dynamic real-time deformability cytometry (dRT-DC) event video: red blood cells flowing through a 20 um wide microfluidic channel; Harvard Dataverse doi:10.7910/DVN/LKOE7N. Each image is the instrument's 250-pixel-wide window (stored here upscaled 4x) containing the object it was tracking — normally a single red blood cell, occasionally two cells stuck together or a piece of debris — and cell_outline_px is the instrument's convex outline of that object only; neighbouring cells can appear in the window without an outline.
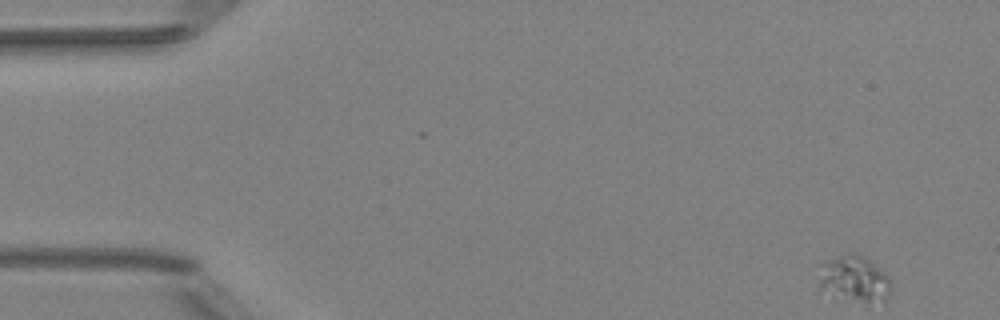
{"species": "Egyptian fruit bat (a non-hibernating species)", "species_latin": "Rousettus aegyptiacus", "temperature_condition": "room temperature", "stored_images_in_passage": 50, "camera_frame_rate_fps": 3000, "um_per_image_px": 0.085, "animal": {"sex": "female"}, "frame": {"image": 1, "passage_image": 1, "time_ms": 0.0, "image_size_px": [1000, 320], "cell_outline_px": [[888, 296], [884, 300], [868, 304], [836, 300], [816, 292], [816, 264], [824, 260], [848, 252], [856, 252], [864, 256], [884, 272], [888, 276]], "centroid_in_image_um": [72.38, 23.74], "position_along_channel_um": 12.6, "area_um2": 21.27}}
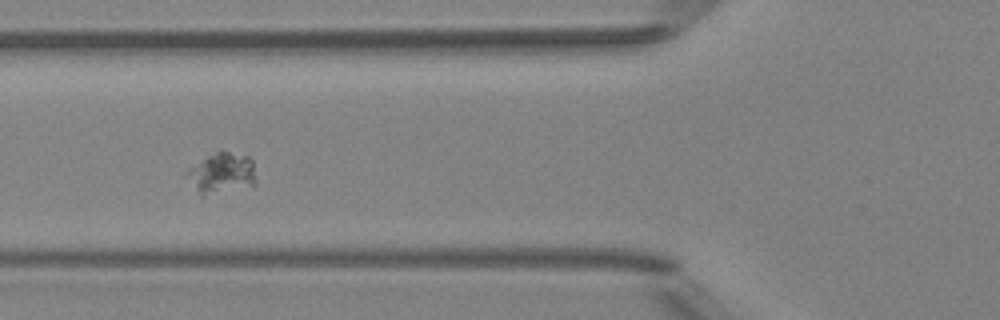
{"frame": {"image": 2, "passage_image": 18, "time_ms": 5.667, "image_size_px": [1000, 320], "cell_outline_px": [[256, 184], [204, 196], [200, 196], [188, 172], [188, 168], [208, 156], [216, 152], [228, 152], [248, 156], [252, 160], [256, 180]], "centroid_in_image_um": [18.9, 14.72], "position_along_channel_um": 106.9, "area_um2": 15.78}}
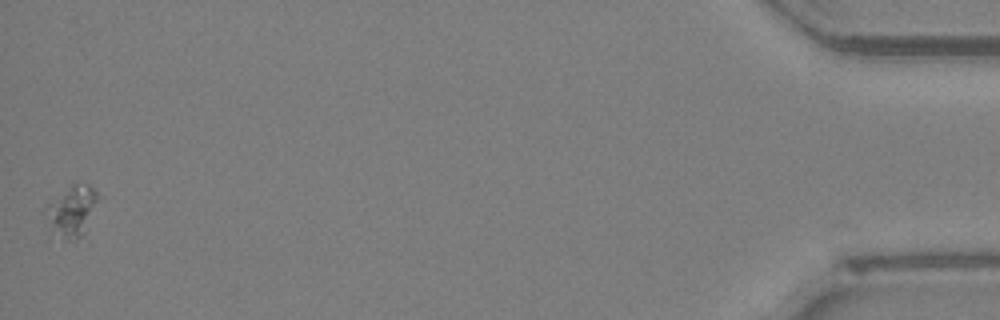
{"frame": {"image": 3, "passage_image": 50, "time_ms": 16.333, "image_size_px": [1000, 320], "cell_outline_px": [[104, 196], [84, 236], [68, 240], [64, 236], [52, 220], [52, 208], [72, 184], [88, 184]], "centroid_in_image_um": [6.49, 17.87], "position_along_channel_um": 428.7, "area_um2": 13.81}}